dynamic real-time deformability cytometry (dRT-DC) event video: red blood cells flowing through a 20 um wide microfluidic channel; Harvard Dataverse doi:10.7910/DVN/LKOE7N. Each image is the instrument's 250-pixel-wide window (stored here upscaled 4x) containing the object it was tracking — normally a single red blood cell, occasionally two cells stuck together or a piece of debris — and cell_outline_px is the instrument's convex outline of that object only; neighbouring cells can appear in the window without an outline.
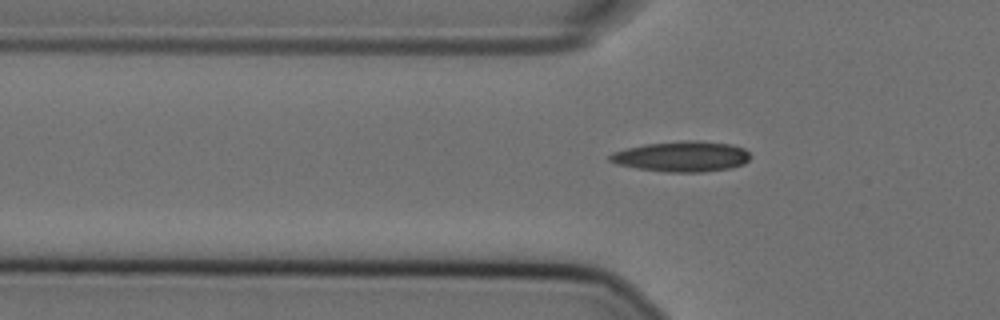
{"species": "Egyptian fruit bat (a non-hibernating species)", "species_latin": "Rousettus aegyptiacus", "temperature_condition": "cold", "stored_images_in_passage": 38, "camera_frame_rate_fps": 3000, "um_per_image_px": 0.085, "animal": {"sex": "female"}, "frame": {"image": 1, "passage_image": 5, "time_ms": 1.333, "image_size_px": [1000, 320], "cell_outline_px": [[748, 160], [744, 164], [732, 168], [700, 172], [668, 172], [636, 168], [616, 164], [608, 160], [608, 156], [612, 152], [644, 144], [684, 140], [700, 140], [732, 144], [744, 148], [748, 152]], "centroid_in_image_um": [57.95, 13.29], "position_along_channel_um": 67.9, "area_um2": 25.09}}
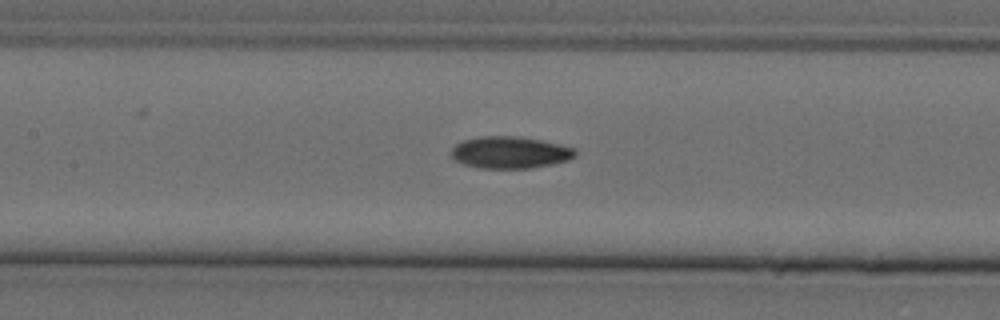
{"frame": {"image": 2, "passage_image": 13, "time_ms": 4.0, "image_size_px": [1000, 320], "cell_outline_px": [[576, 156], [568, 160], [552, 164], [532, 168], [480, 168], [464, 164], [456, 160], [448, 152], [456, 144], [464, 140], [480, 136], [520, 136], [560, 144], [576, 148]], "centroid_in_image_um": [43.36, 12.95], "position_along_channel_um": 164.0, "area_um2": 23.18}}
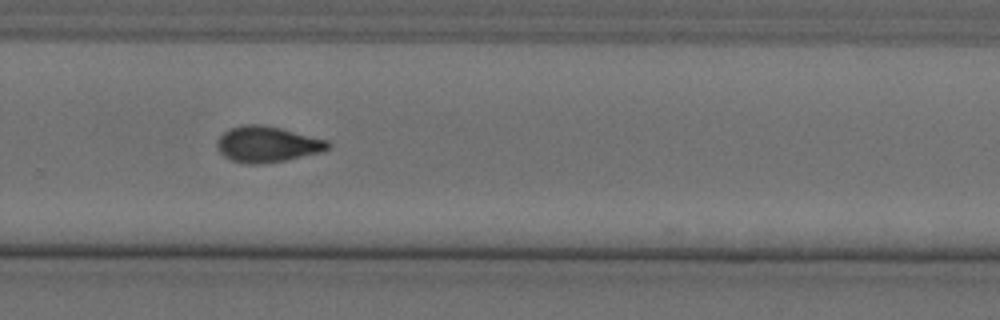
{"frame": {"image": 3, "passage_image": 25, "time_ms": 8.0, "image_size_px": [1000, 320], "cell_outline_px": [[332, 144], [324, 152], [284, 160], [260, 164], [248, 164], [232, 160], [224, 156], [216, 148], [216, 140], [228, 128], [240, 124], [256, 124], [280, 128], [328, 140]], "centroid_in_image_um": [22.7, 12.26], "position_along_channel_um": 307.1, "area_um2": 23.29}}